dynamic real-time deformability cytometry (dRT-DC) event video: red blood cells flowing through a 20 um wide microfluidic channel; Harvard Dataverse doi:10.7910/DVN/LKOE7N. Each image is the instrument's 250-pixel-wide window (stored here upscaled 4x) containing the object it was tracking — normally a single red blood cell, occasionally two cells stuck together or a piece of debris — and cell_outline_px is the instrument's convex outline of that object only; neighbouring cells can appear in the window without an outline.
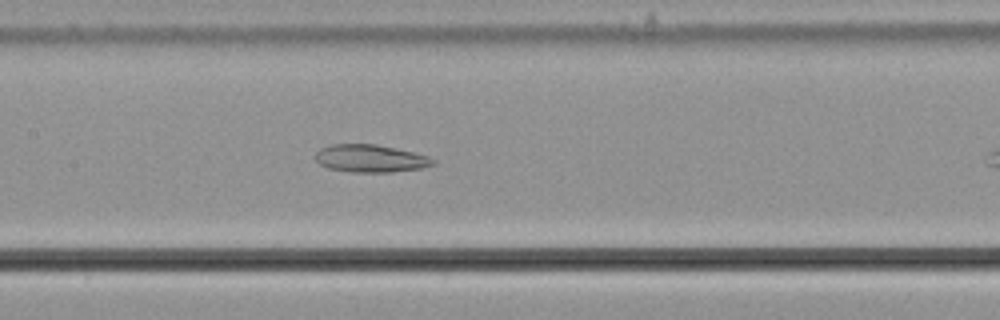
{"species": "common noctule bat (a hibernating species)", "species_latin": "Nyctalus noctula", "temperature_condition": "cold", "stored_images_in_passage": 11, "camera_frame_rate_fps": 3000, "um_per_image_px": 0.085, "animal": {"sex": "male", "body_mass_g": 21.5, "forearm_length_mm": 52.0}, "frame": {"image": 1, "passage_image": 10, "time_ms": 3.0, "image_size_px": [1000, 320], "cell_outline_px": [[436, 164], [424, 168], [392, 172], [352, 172], [328, 168], [320, 164], [316, 160], [316, 152], [320, 148], [332, 144], [376, 144], [396, 148], [428, 156], [436, 160]], "centroid_in_image_um": [31.52, 13.47], "position_along_channel_um": 175.9, "area_um2": 19.02}}